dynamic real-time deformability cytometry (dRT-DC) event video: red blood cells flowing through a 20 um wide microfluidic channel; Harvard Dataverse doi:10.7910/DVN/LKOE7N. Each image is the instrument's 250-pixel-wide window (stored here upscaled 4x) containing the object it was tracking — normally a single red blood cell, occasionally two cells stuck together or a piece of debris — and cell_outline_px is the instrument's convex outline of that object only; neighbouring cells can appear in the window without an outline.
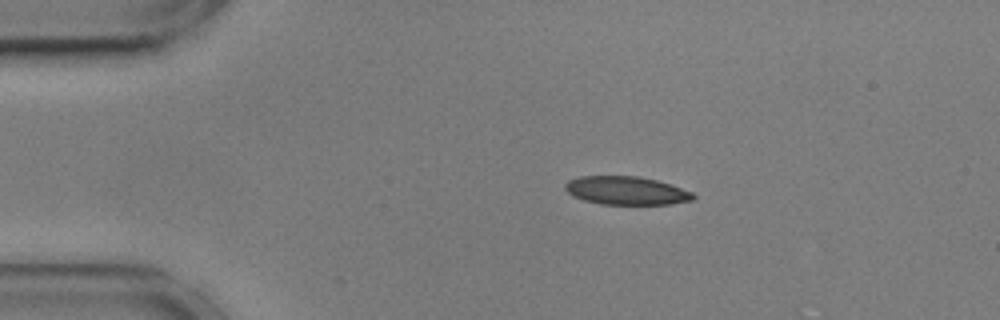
{"species": "common noctule bat (a hibernating species)", "species_latin": "Nyctalus noctula", "temperature_condition": "cold", "stored_images_in_passage": 11, "camera_frame_rate_fps": 3000, "um_per_image_px": 0.085, "animal": {"sex": "male", "body_mass_g": 17.9, "forearm_length_mm": 54.2}, "frame": {"image": 1, "passage_image": 1, "time_ms": 0.0, "image_size_px": [1000, 320], "cell_outline_px": [[696, 200], [672, 204], [600, 204], [584, 200], [572, 196], [564, 188], [564, 184], [568, 180], [580, 176], [640, 176], [656, 180], [692, 192], [696, 196]], "centroid_in_image_um": [53.23, 16.2], "position_along_channel_um": 31.8, "area_um2": 21.21}}